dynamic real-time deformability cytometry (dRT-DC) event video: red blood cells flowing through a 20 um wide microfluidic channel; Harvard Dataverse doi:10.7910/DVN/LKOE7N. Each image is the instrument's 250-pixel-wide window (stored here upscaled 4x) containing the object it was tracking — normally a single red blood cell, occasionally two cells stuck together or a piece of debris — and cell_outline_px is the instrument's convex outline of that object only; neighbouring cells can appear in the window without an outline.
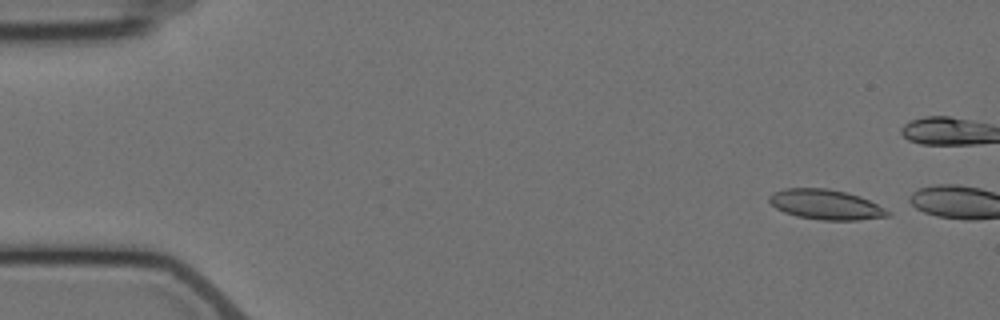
{"species": "Egyptian fruit bat (a non-hibernating species)", "species_latin": "Rousettus aegyptiacus", "temperature_condition": "cold", "stored_images_in_passage": 2, "camera_frame_rate_fps": 3000, "um_per_image_px": 0.085, "animal": {"sex": "female"}, "frame": {"image": 1, "passage_image": 1, "time_ms": 0.0, "image_size_px": [1000, 320], "cell_outline_px": [[892, 216], [856, 220], [824, 220], [796, 216], [784, 212], [776, 208], [768, 200], [768, 196], [772, 192], [784, 188], [828, 188], [848, 192], [860, 196], [892, 212]], "centroid_in_image_um": [70.19, 17.38], "position_along_channel_um": 14.8, "area_um2": 20.87}}